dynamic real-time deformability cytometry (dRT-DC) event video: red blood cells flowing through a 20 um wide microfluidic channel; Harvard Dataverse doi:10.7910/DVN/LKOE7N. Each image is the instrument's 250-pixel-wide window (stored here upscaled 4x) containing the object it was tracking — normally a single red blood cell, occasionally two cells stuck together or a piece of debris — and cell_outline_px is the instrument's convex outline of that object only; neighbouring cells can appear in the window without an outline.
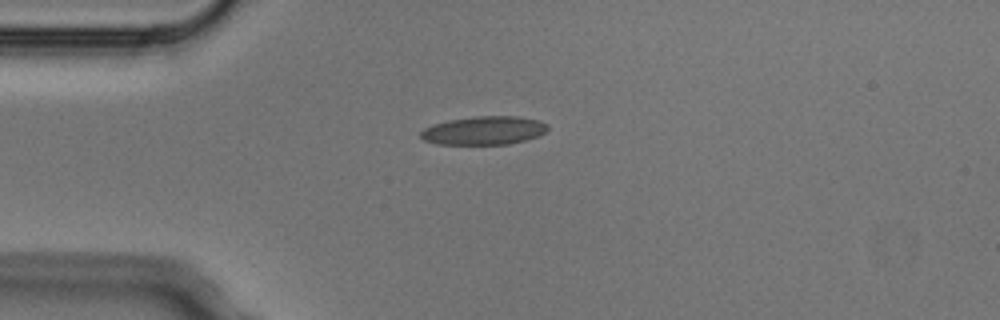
{"species": "Egyptian fruit bat (a non-hibernating species)", "species_latin": "Rousettus aegyptiacus", "temperature_condition": "cold", "stored_images_in_passage": 2, "camera_frame_rate_fps": 3000, "um_per_image_px": 0.085, "animal": {"sex": "male"}, "frame": {"image": 1, "passage_image": 1, "time_ms": 0.0, "image_size_px": [1000, 320], "cell_outline_px": [[548, 128], [540, 136], [508, 144], [436, 144], [424, 140], [420, 136], [420, 132], [424, 128], [432, 124], [448, 120], [476, 116], [520, 116], [540, 120], [548, 124]], "centroid_in_image_um": [41.14, 11.08], "position_along_channel_um": 43.9, "area_um2": 21.21}}
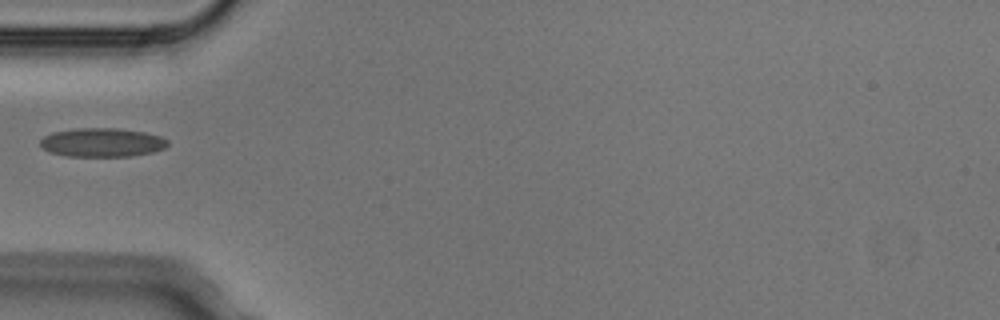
{"frame": {"image": 2, "passage_image": 2, "time_ms": 0.333, "image_size_px": [1000, 320], "cell_outline_px": [[168, 144], [164, 148], [152, 152], [132, 156], [68, 156], [48, 152], [40, 144], [40, 140], [44, 136], [52, 132], [76, 128], [116, 128], [144, 132], [160, 136], [168, 140]], "centroid_in_image_um": [8.66, 12.1], "position_along_channel_um": 76.3, "area_um2": 21.39}}